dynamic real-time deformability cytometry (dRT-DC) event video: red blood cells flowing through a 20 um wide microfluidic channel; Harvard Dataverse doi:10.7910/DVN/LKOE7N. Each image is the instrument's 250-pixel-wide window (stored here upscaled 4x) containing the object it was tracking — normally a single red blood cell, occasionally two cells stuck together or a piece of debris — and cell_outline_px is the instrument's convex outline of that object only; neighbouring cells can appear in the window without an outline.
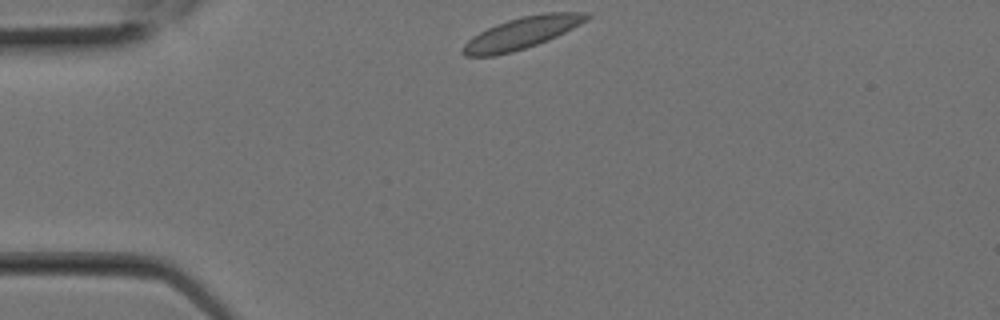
{"species": "Egyptian fruit bat (a non-hibernating species)", "species_latin": "Rousettus aegyptiacus", "temperature_condition": "room temperature", "stored_images_in_passage": 1, "camera_frame_rate_fps": 3000, "um_per_image_px": 0.085, "animal": {"sex": "female"}, "frame": {"image": 1, "passage_image": 1, "time_ms": 0.0, "image_size_px": [1000, 320], "cell_outline_px": [[592, 16], [588, 20], [548, 40], [512, 52], [492, 56], [464, 56], [460, 52], [460, 48], [472, 36], [496, 24], [508, 20], [524, 16], [544, 12], [588, 12]], "centroid_in_image_um": [44.34, 2.8], "position_along_channel_um": 40.7, "area_um2": 22.77}}